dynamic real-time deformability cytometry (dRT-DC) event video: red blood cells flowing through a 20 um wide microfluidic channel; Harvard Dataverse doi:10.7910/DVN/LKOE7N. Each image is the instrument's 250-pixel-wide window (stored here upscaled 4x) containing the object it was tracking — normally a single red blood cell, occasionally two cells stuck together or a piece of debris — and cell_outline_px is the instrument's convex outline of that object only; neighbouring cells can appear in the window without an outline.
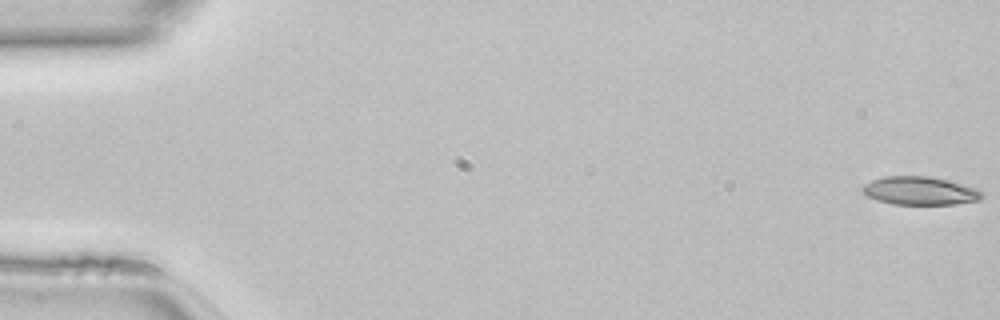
{"species": "common noctule bat (a hibernating species)", "species_latin": "Nyctalus noctula", "temperature_condition": "room temperature", "stored_images_in_passage": 47, "camera_frame_rate_fps": 3000, "um_per_image_px": 0.085, "animal": {"sex": "female", "body_mass_g": 22.7, "forearm_length_mm": 54.2}, "frame": {"image": 1, "passage_image": 1, "time_ms": 0.0, "image_size_px": [1000, 320], "cell_outline_px": [[984, 196], [980, 200], [956, 204], [892, 204], [876, 200], [868, 196], [860, 188], [864, 184], [872, 180], [884, 176], [928, 176], [948, 180], [976, 188], [984, 192]], "centroid_in_image_um": [78.21, 16.21], "position_along_channel_um": 6.8, "area_um2": 19.77}}
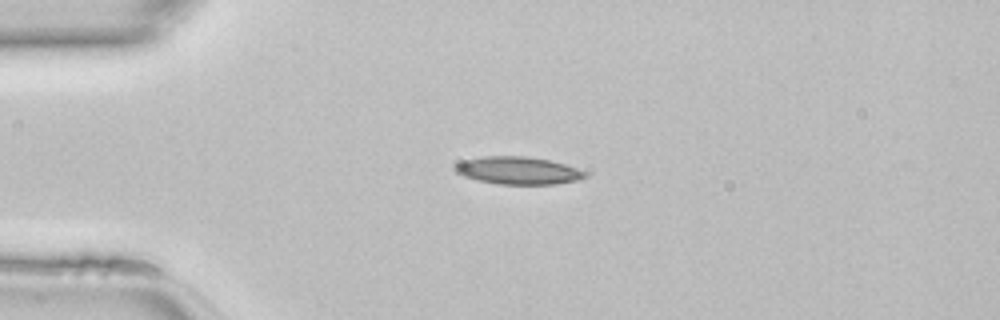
{"frame": {"image": 2, "passage_image": 12, "time_ms": 3.667, "image_size_px": [1000, 320], "cell_outline_px": [[588, 176], [576, 180], [556, 184], [496, 184], [464, 176], [456, 172], [452, 168], [452, 164], [484, 156], [528, 156], [548, 160], [564, 164], [576, 168], [584, 172]], "centroid_in_image_um": [44.0, 14.49], "position_along_channel_um": 41.0, "area_um2": 20.69}}
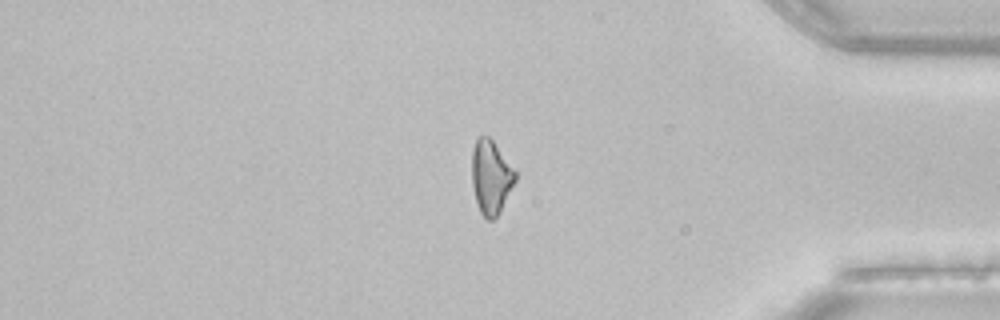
{"frame": {"image": 3, "passage_image": 40, "time_ms": 13.0, "image_size_px": [1000, 320], "cell_outline_px": [[516, 180], [500, 212], [492, 220], [488, 220], [480, 212], [476, 204], [472, 184], [472, 148], [476, 140], [480, 136], [488, 136], [492, 140], [516, 172]], "centroid_in_image_um": [41.71, 15.07], "position_along_channel_um": 393.5, "area_um2": 18.55}}